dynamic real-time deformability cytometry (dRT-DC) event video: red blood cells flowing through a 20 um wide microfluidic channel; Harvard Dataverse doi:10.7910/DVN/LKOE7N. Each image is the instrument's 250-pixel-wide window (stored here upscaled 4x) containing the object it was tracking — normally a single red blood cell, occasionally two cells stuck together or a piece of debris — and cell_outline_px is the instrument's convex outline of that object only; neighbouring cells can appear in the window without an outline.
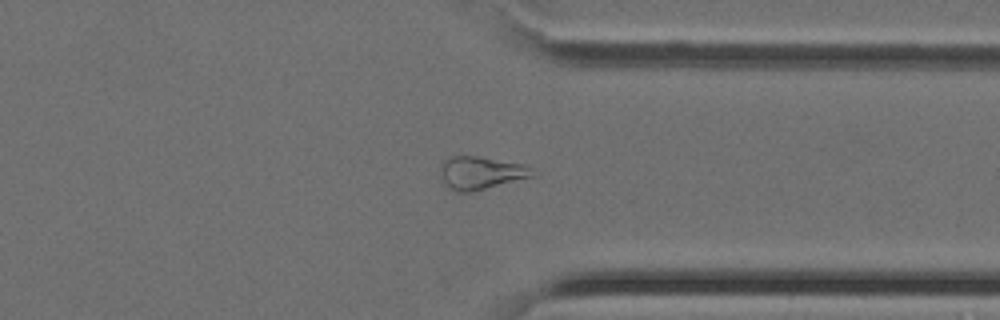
{"species": "Egyptian fruit bat (a non-hibernating species)", "species_latin": "Rousettus aegyptiacus", "temperature_condition": "cold", "stored_images_in_passage": 31, "camera_frame_rate_fps": 3000, "um_per_image_px": 0.085, "animal": {"sex": "female"}, "frame": {"image": 1, "passage_image": 22, "time_ms": 7.0, "image_size_px": [1000, 320], "cell_outline_px": [[532, 176], [472, 192], [456, 192], [444, 184], [440, 176], [440, 164], [444, 160], [452, 156], [476, 156], [524, 164]], "centroid_in_image_um": [40.75, 14.7], "position_along_channel_um": 370.7, "area_um2": 17.28}}
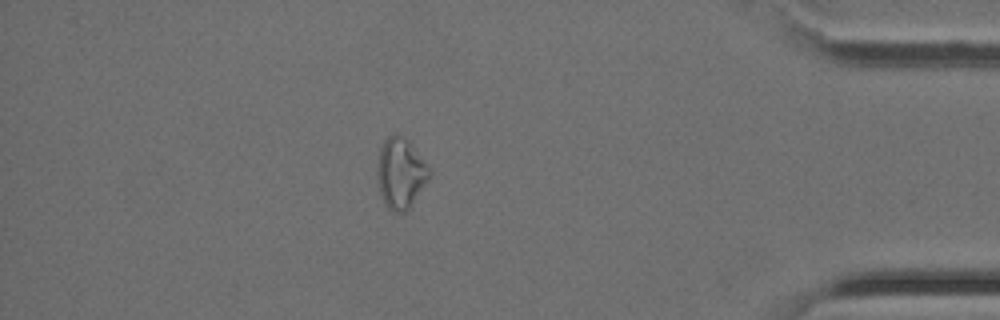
{"frame": {"image": 2, "passage_image": 26, "time_ms": 8.333, "image_size_px": [1000, 320], "cell_outline_px": [[432, 172], [428, 180], [408, 208], [404, 212], [392, 212], [384, 204], [380, 196], [380, 148], [384, 140], [388, 136], [400, 136], [408, 144]], "centroid_in_image_um": [34.06, 14.8], "position_along_channel_um": 401.1, "area_um2": 19.94}}